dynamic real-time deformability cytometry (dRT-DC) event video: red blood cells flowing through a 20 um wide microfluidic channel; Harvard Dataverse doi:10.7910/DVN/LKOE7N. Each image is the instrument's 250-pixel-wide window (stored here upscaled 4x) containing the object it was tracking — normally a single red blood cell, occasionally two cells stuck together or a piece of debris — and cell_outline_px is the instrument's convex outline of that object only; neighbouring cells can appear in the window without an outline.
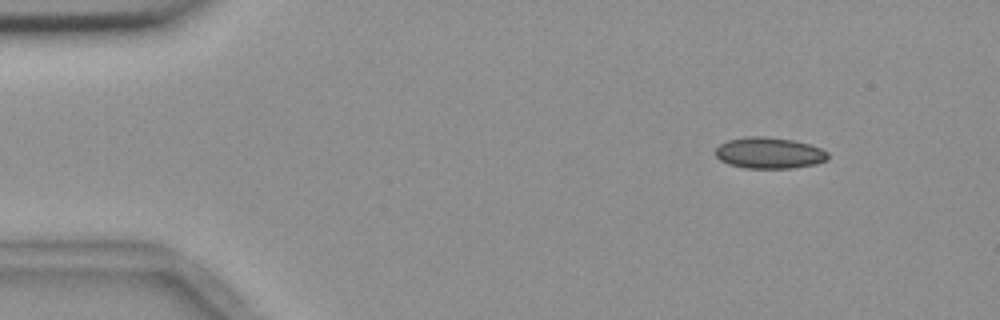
{"species": "common noctule bat (a hibernating species)", "species_latin": "Nyctalus noctula", "temperature_condition": "room temperature", "stored_images_in_passage": 5, "camera_frame_rate_fps": 3000, "um_per_image_px": 0.085, "animal": {"sex": "female", "body_mass_g": 18.4}, "frame": {"image": 1, "passage_image": 2, "time_ms": 1.333, "image_size_px": [1000, 320], "cell_outline_px": [[828, 156], [824, 160], [816, 164], [792, 168], [744, 168], [728, 164], [720, 160], [716, 156], [716, 148], [720, 144], [728, 140], [744, 136], [764, 136], [792, 140], [808, 144], [820, 148], [828, 152]], "centroid_in_image_um": [65.35, 13.0], "position_along_channel_um": 19.7, "area_um2": 20.4}}
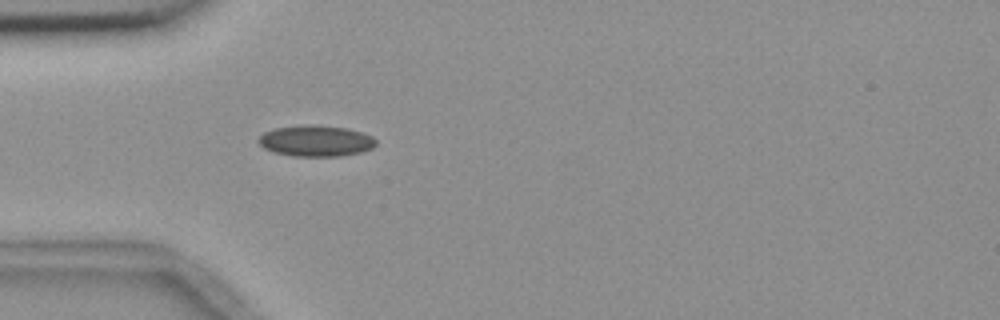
{"frame": {"image": 2, "passage_image": 5, "time_ms": 4.667, "image_size_px": [1000, 320], "cell_outline_px": [[376, 144], [372, 148], [360, 152], [340, 156], [292, 156], [276, 152], [264, 148], [256, 140], [264, 132], [276, 128], [304, 124], [348, 128], [364, 132], [372, 136], [376, 140]], "centroid_in_image_um": [26.86, 11.97], "position_along_channel_um": 58.1, "area_um2": 21.27}}